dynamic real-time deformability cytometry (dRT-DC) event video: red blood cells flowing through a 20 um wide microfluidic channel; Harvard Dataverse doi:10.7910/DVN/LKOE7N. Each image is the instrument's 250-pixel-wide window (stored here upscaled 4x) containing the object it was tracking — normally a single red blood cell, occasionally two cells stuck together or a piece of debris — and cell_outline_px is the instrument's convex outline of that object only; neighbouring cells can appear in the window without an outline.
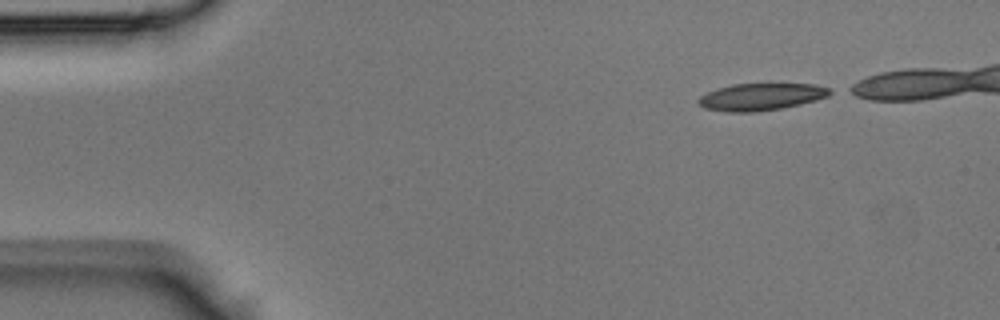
{"species": "Egyptian fruit bat (a non-hibernating species)", "species_latin": "Rousettus aegyptiacus", "temperature_condition": "room temperature", "stored_images_in_passage": 9, "camera_frame_rate_fps": 3000, "um_per_image_px": 0.085, "animal": {"sex": "male"}, "frame": {"image": 1, "passage_image": 1, "time_ms": 0.0, "image_size_px": [1000, 320], "cell_outline_px": [[836, 92], [828, 96], [816, 100], [800, 104], [780, 108], [752, 112], [728, 112], [704, 108], [696, 100], [700, 96], [716, 88], [732, 84], [812, 84], [832, 88]], "centroid_in_image_um": [64.72, 8.22], "position_along_channel_um": 20.3, "area_um2": 20.81}}